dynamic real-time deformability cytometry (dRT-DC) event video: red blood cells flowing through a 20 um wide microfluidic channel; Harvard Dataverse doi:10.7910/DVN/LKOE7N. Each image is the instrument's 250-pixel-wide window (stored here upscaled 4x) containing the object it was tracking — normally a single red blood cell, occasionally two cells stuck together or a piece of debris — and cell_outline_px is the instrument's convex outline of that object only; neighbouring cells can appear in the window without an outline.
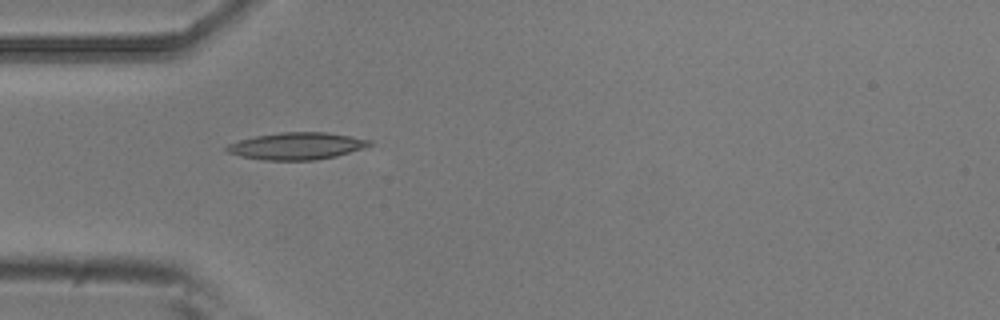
{"species": "common noctule bat (a hibernating species)", "species_latin": "Nyctalus noctula", "temperature_condition": "room temperature", "stored_images_in_passage": 3, "camera_frame_rate_fps": 3000, "um_per_image_px": 0.085, "animal": {"sex": "male", "body_mass_g": 20.5, "forearm_length_mm": 52.5}, "frame": {"image": 1, "passage_image": 2, "time_ms": 0.333, "image_size_px": [1000, 320], "cell_outline_px": [[372, 144], [336, 156], [316, 160], [264, 160], [240, 156], [228, 152], [224, 148], [228, 144], [240, 140], [256, 136], [280, 132], [324, 132], [372, 140]], "centroid_in_image_um": [25.17, 12.41], "position_along_channel_um": 59.8, "area_um2": 22.2}}
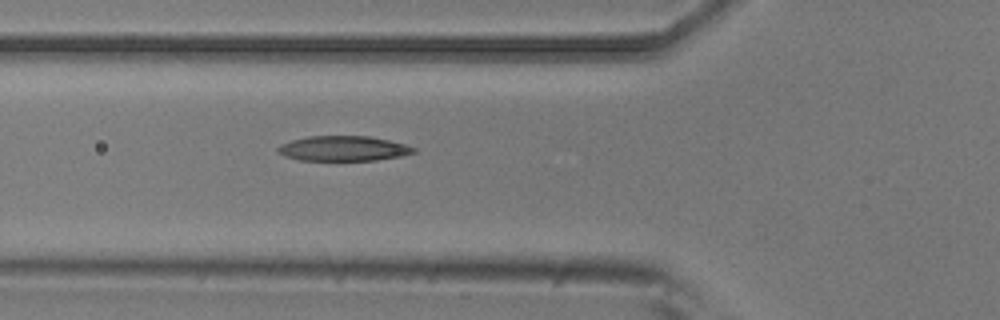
{"frame": {"image": 2, "passage_image": 3, "time_ms": 0.667, "image_size_px": [1000, 320], "cell_outline_px": [[416, 152], [400, 156], [376, 160], [300, 160], [284, 156], [276, 152], [276, 148], [280, 144], [292, 140], [308, 136], [368, 136], [388, 140], [404, 144], [416, 148]], "centroid_in_image_um": [29.14, 12.62], "position_along_channel_um": 96.7, "area_um2": 19.77}}